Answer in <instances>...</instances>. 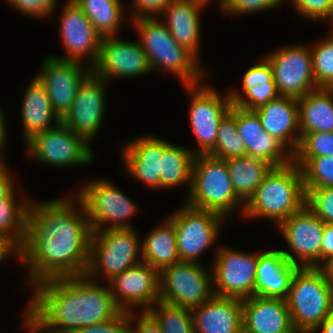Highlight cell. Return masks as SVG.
I'll return each mask as SVG.
<instances>
[{
    "label": "cell",
    "instance_id": "6da1fadb",
    "mask_svg": "<svg viewBox=\"0 0 333 333\" xmlns=\"http://www.w3.org/2000/svg\"><path fill=\"white\" fill-rule=\"evenodd\" d=\"M32 286L34 293L26 309L35 317L41 333H72L109 321L122 312L108 283L104 287L85 274L44 280Z\"/></svg>",
    "mask_w": 333,
    "mask_h": 333
},
{
    "label": "cell",
    "instance_id": "7a4b0ae2",
    "mask_svg": "<svg viewBox=\"0 0 333 333\" xmlns=\"http://www.w3.org/2000/svg\"><path fill=\"white\" fill-rule=\"evenodd\" d=\"M89 251L90 241L57 240L48 232H26L19 260L29 273L25 283L32 286L53 278L84 275Z\"/></svg>",
    "mask_w": 333,
    "mask_h": 333
},
{
    "label": "cell",
    "instance_id": "3957f363",
    "mask_svg": "<svg viewBox=\"0 0 333 333\" xmlns=\"http://www.w3.org/2000/svg\"><path fill=\"white\" fill-rule=\"evenodd\" d=\"M128 23L137 31L138 42L147 55L152 72L165 70L174 78L176 76L184 86L203 82L206 71L199 60L174 40L162 20L143 17L129 20Z\"/></svg>",
    "mask_w": 333,
    "mask_h": 333
},
{
    "label": "cell",
    "instance_id": "277c9868",
    "mask_svg": "<svg viewBox=\"0 0 333 333\" xmlns=\"http://www.w3.org/2000/svg\"><path fill=\"white\" fill-rule=\"evenodd\" d=\"M306 204L302 172L294 162L273 167L245 204L243 218H265L278 226Z\"/></svg>",
    "mask_w": 333,
    "mask_h": 333
},
{
    "label": "cell",
    "instance_id": "5b68a950",
    "mask_svg": "<svg viewBox=\"0 0 333 333\" xmlns=\"http://www.w3.org/2000/svg\"><path fill=\"white\" fill-rule=\"evenodd\" d=\"M297 333H313L333 312V286L320 267H299L285 299Z\"/></svg>",
    "mask_w": 333,
    "mask_h": 333
},
{
    "label": "cell",
    "instance_id": "8992f818",
    "mask_svg": "<svg viewBox=\"0 0 333 333\" xmlns=\"http://www.w3.org/2000/svg\"><path fill=\"white\" fill-rule=\"evenodd\" d=\"M185 199L188 206L218 213L225 220L234 209L243 215L245 208L233 189L225 161L210 155H194L191 187Z\"/></svg>",
    "mask_w": 333,
    "mask_h": 333
},
{
    "label": "cell",
    "instance_id": "52a82bcc",
    "mask_svg": "<svg viewBox=\"0 0 333 333\" xmlns=\"http://www.w3.org/2000/svg\"><path fill=\"white\" fill-rule=\"evenodd\" d=\"M139 239L136 229L93 231L85 275L93 280L102 275L107 283L114 276L138 265L142 262Z\"/></svg>",
    "mask_w": 333,
    "mask_h": 333
},
{
    "label": "cell",
    "instance_id": "ba28073f",
    "mask_svg": "<svg viewBox=\"0 0 333 333\" xmlns=\"http://www.w3.org/2000/svg\"><path fill=\"white\" fill-rule=\"evenodd\" d=\"M73 199L32 200L26 232H48L57 240L90 241L93 231L86 210L76 196Z\"/></svg>",
    "mask_w": 333,
    "mask_h": 333
},
{
    "label": "cell",
    "instance_id": "9c48e42d",
    "mask_svg": "<svg viewBox=\"0 0 333 333\" xmlns=\"http://www.w3.org/2000/svg\"><path fill=\"white\" fill-rule=\"evenodd\" d=\"M79 189L75 196L83 203L92 231L134 229L129 219L138 206L112 182L95 178Z\"/></svg>",
    "mask_w": 333,
    "mask_h": 333
},
{
    "label": "cell",
    "instance_id": "30bf717a",
    "mask_svg": "<svg viewBox=\"0 0 333 333\" xmlns=\"http://www.w3.org/2000/svg\"><path fill=\"white\" fill-rule=\"evenodd\" d=\"M90 144L85 137L60 123L30 138L25 143V152L42 165L87 167L95 158Z\"/></svg>",
    "mask_w": 333,
    "mask_h": 333
},
{
    "label": "cell",
    "instance_id": "8fae6325",
    "mask_svg": "<svg viewBox=\"0 0 333 333\" xmlns=\"http://www.w3.org/2000/svg\"><path fill=\"white\" fill-rule=\"evenodd\" d=\"M202 84L184 86L191 102L190 126L198 144L190 149L194 155H208L215 148L219 123L233 105L229 92L223 96L215 87Z\"/></svg>",
    "mask_w": 333,
    "mask_h": 333
},
{
    "label": "cell",
    "instance_id": "7c38bea8",
    "mask_svg": "<svg viewBox=\"0 0 333 333\" xmlns=\"http://www.w3.org/2000/svg\"><path fill=\"white\" fill-rule=\"evenodd\" d=\"M168 218L173 222L181 261L201 263L199 257L220 237L224 217L218 213L183 205Z\"/></svg>",
    "mask_w": 333,
    "mask_h": 333
},
{
    "label": "cell",
    "instance_id": "4fadbf2b",
    "mask_svg": "<svg viewBox=\"0 0 333 333\" xmlns=\"http://www.w3.org/2000/svg\"><path fill=\"white\" fill-rule=\"evenodd\" d=\"M210 271L186 261L165 267L159 272L160 300L190 309L200 306L214 295Z\"/></svg>",
    "mask_w": 333,
    "mask_h": 333
},
{
    "label": "cell",
    "instance_id": "5bb4252c",
    "mask_svg": "<svg viewBox=\"0 0 333 333\" xmlns=\"http://www.w3.org/2000/svg\"><path fill=\"white\" fill-rule=\"evenodd\" d=\"M212 269L213 293L244 299L254 295L259 253H247L220 246Z\"/></svg>",
    "mask_w": 333,
    "mask_h": 333
},
{
    "label": "cell",
    "instance_id": "9a60e30c",
    "mask_svg": "<svg viewBox=\"0 0 333 333\" xmlns=\"http://www.w3.org/2000/svg\"><path fill=\"white\" fill-rule=\"evenodd\" d=\"M271 64L280 96L300 99L317 89L310 46L297 44L270 51L264 56Z\"/></svg>",
    "mask_w": 333,
    "mask_h": 333
},
{
    "label": "cell",
    "instance_id": "2e32d148",
    "mask_svg": "<svg viewBox=\"0 0 333 333\" xmlns=\"http://www.w3.org/2000/svg\"><path fill=\"white\" fill-rule=\"evenodd\" d=\"M324 225L305 204L277 226L290 248L289 252L281 250L282 253L299 267H321Z\"/></svg>",
    "mask_w": 333,
    "mask_h": 333
},
{
    "label": "cell",
    "instance_id": "e0dca14e",
    "mask_svg": "<svg viewBox=\"0 0 333 333\" xmlns=\"http://www.w3.org/2000/svg\"><path fill=\"white\" fill-rule=\"evenodd\" d=\"M107 84L91 71L78 87L70 109L61 118V123L89 142L95 139L103 123Z\"/></svg>",
    "mask_w": 333,
    "mask_h": 333
},
{
    "label": "cell",
    "instance_id": "ac0fdd59",
    "mask_svg": "<svg viewBox=\"0 0 333 333\" xmlns=\"http://www.w3.org/2000/svg\"><path fill=\"white\" fill-rule=\"evenodd\" d=\"M159 271L148 263L141 262L107 283L116 305L125 312H135V308L147 311L160 300Z\"/></svg>",
    "mask_w": 333,
    "mask_h": 333
},
{
    "label": "cell",
    "instance_id": "d6986e66",
    "mask_svg": "<svg viewBox=\"0 0 333 333\" xmlns=\"http://www.w3.org/2000/svg\"><path fill=\"white\" fill-rule=\"evenodd\" d=\"M91 71L110 82L111 78H135L152 70L139 42L118 39L117 35L102 37L99 56Z\"/></svg>",
    "mask_w": 333,
    "mask_h": 333
},
{
    "label": "cell",
    "instance_id": "ffe728a7",
    "mask_svg": "<svg viewBox=\"0 0 333 333\" xmlns=\"http://www.w3.org/2000/svg\"><path fill=\"white\" fill-rule=\"evenodd\" d=\"M76 60H64L48 56L42 62V70L37 77L44 84L52 107L62 118L70 109L78 87L91 72V66H81Z\"/></svg>",
    "mask_w": 333,
    "mask_h": 333
},
{
    "label": "cell",
    "instance_id": "44dd1931",
    "mask_svg": "<svg viewBox=\"0 0 333 333\" xmlns=\"http://www.w3.org/2000/svg\"><path fill=\"white\" fill-rule=\"evenodd\" d=\"M60 15V37L67 54L53 57L79 62L87 58L92 67L99 56L101 35L73 0L66 1Z\"/></svg>",
    "mask_w": 333,
    "mask_h": 333
},
{
    "label": "cell",
    "instance_id": "7402d4cb",
    "mask_svg": "<svg viewBox=\"0 0 333 333\" xmlns=\"http://www.w3.org/2000/svg\"><path fill=\"white\" fill-rule=\"evenodd\" d=\"M236 128L244 141L246 156L262 159L273 167L285 166L293 162V153L264 130L254 110L236 106Z\"/></svg>",
    "mask_w": 333,
    "mask_h": 333
},
{
    "label": "cell",
    "instance_id": "603a6c76",
    "mask_svg": "<svg viewBox=\"0 0 333 333\" xmlns=\"http://www.w3.org/2000/svg\"><path fill=\"white\" fill-rule=\"evenodd\" d=\"M121 148L125 173L148 187L160 189L163 138L154 135L139 136Z\"/></svg>",
    "mask_w": 333,
    "mask_h": 333
},
{
    "label": "cell",
    "instance_id": "cb8c5ba5",
    "mask_svg": "<svg viewBox=\"0 0 333 333\" xmlns=\"http://www.w3.org/2000/svg\"><path fill=\"white\" fill-rule=\"evenodd\" d=\"M243 333H297L285 299L255 295L242 299Z\"/></svg>",
    "mask_w": 333,
    "mask_h": 333
},
{
    "label": "cell",
    "instance_id": "d4e9b609",
    "mask_svg": "<svg viewBox=\"0 0 333 333\" xmlns=\"http://www.w3.org/2000/svg\"><path fill=\"white\" fill-rule=\"evenodd\" d=\"M191 313L194 333H243L242 299L213 295Z\"/></svg>",
    "mask_w": 333,
    "mask_h": 333
},
{
    "label": "cell",
    "instance_id": "484cf974",
    "mask_svg": "<svg viewBox=\"0 0 333 333\" xmlns=\"http://www.w3.org/2000/svg\"><path fill=\"white\" fill-rule=\"evenodd\" d=\"M299 268L281 250L259 253L254 295L263 298L286 299L294 273Z\"/></svg>",
    "mask_w": 333,
    "mask_h": 333
},
{
    "label": "cell",
    "instance_id": "4316f807",
    "mask_svg": "<svg viewBox=\"0 0 333 333\" xmlns=\"http://www.w3.org/2000/svg\"><path fill=\"white\" fill-rule=\"evenodd\" d=\"M254 111L270 136L282 142L291 153L297 150L301 138L297 99L279 96Z\"/></svg>",
    "mask_w": 333,
    "mask_h": 333
},
{
    "label": "cell",
    "instance_id": "83f0119b",
    "mask_svg": "<svg viewBox=\"0 0 333 333\" xmlns=\"http://www.w3.org/2000/svg\"><path fill=\"white\" fill-rule=\"evenodd\" d=\"M21 103V122L24 144L34 135L52 129L61 123V118L54 111L44 84L34 76L26 88ZM54 125L51 126V122Z\"/></svg>",
    "mask_w": 333,
    "mask_h": 333
},
{
    "label": "cell",
    "instance_id": "f1b7e54d",
    "mask_svg": "<svg viewBox=\"0 0 333 333\" xmlns=\"http://www.w3.org/2000/svg\"><path fill=\"white\" fill-rule=\"evenodd\" d=\"M203 8L189 0H172L161 15L174 40L197 59L200 51V11Z\"/></svg>",
    "mask_w": 333,
    "mask_h": 333
},
{
    "label": "cell",
    "instance_id": "f546056e",
    "mask_svg": "<svg viewBox=\"0 0 333 333\" xmlns=\"http://www.w3.org/2000/svg\"><path fill=\"white\" fill-rule=\"evenodd\" d=\"M299 133L333 132V88H317L297 100Z\"/></svg>",
    "mask_w": 333,
    "mask_h": 333
},
{
    "label": "cell",
    "instance_id": "4dcf8cb0",
    "mask_svg": "<svg viewBox=\"0 0 333 333\" xmlns=\"http://www.w3.org/2000/svg\"><path fill=\"white\" fill-rule=\"evenodd\" d=\"M164 222V223H163ZM141 241V259L159 272L180 262L173 222L167 217Z\"/></svg>",
    "mask_w": 333,
    "mask_h": 333
},
{
    "label": "cell",
    "instance_id": "1f68e13d",
    "mask_svg": "<svg viewBox=\"0 0 333 333\" xmlns=\"http://www.w3.org/2000/svg\"><path fill=\"white\" fill-rule=\"evenodd\" d=\"M236 195L246 204L273 166L249 156L224 160Z\"/></svg>",
    "mask_w": 333,
    "mask_h": 333
},
{
    "label": "cell",
    "instance_id": "d6a6232c",
    "mask_svg": "<svg viewBox=\"0 0 333 333\" xmlns=\"http://www.w3.org/2000/svg\"><path fill=\"white\" fill-rule=\"evenodd\" d=\"M194 154L189 148L177 146L163 139L160 189L186 184L187 195L191 187V171Z\"/></svg>",
    "mask_w": 333,
    "mask_h": 333
},
{
    "label": "cell",
    "instance_id": "836d02e7",
    "mask_svg": "<svg viewBox=\"0 0 333 333\" xmlns=\"http://www.w3.org/2000/svg\"><path fill=\"white\" fill-rule=\"evenodd\" d=\"M89 18L101 37L117 36L123 20L124 5L121 0H73ZM125 15V16H124Z\"/></svg>",
    "mask_w": 333,
    "mask_h": 333
},
{
    "label": "cell",
    "instance_id": "e575fe53",
    "mask_svg": "<svg viewBox=\"0 0 333 333\" xmlns=\"http://www.w3.org/2000/svg\"><path fill=\"white\" fill-rule=\"evenodd\" d=\"M15 193L14 191L8 198L0 200V235L10 238L21 247L25 240L32 199L28 195H24V198L21 195L20 198L24 200L19 201L14 197Z\"/></svg>",
    "mask_w": 333,
    "mask_h": 333
},
{
    "label": "cell",
    "instance_id": "d590c367",
    "mask_svg": "<svg viewBox=\"0 0 333 333\" xmlns=\"http://www.w3.org/2000/svg\"><path fill=\"white\" fill-rule=\"evenodd\" d=\"M208 155L222 160L246 156L244 141L236 128V105L220 121L215 148Z\"/></svg>",
    "mask_w": 333,
    "mask_h": 333
},
{
    "label": "cell",
    "instance_id": "8d00e7d4",
    "mask_svg": "<svg viewBox=\"0 0 333 333\" xmlns=\"http://www.w3.org/2000/svg\"><path fill=\"white\" fill-rule=\"evenodd\" d=\"M147 312L160 325L163 333H194L190 308L171 305L159 300Z\"/></svg>",
    "mask_w": 333,
    "mask_h": 333
},
{
    "label": "cell",
    "instance_id": "74e56055",
    "mask_svg": "<svg viewBox=\"0 0 333 333\" xmlns=\"http://www.w3.org/2000/svg\"><path fill=\"white\" fill-rule=\"evenodd\" d=\"M302 172L304 188L333 187V156L293 157Z\"/></svg>",
    "mask_w": 333,
    "mask_h": 333
},
{
    "label": "cell",
    "instance_id": "f35d334b",
    "mask_svg": "<svg viewBox=\"0 0 333 333\" xmlns=\"http://www.w3.org/2000/svg\"><path fill=\"white\" fill-rule=\"evenodd\" d=\"M328 35L310 46L314 80L318 88H333V35Z\"/></svg>",
    "mask_w": 333,
    "mask_h": 333
},
{
    "label": "cell",
    "instance_id": "ab89813d",
    "mask_svg": "<svg viewBox=\"0 0 333 333\" xmlns=\"http://www.w3.org/2000/svg\"><path fill=\"white\" fill-rule=\"evenodd\" d=\"M245 94V95H244ZM229 91L231 102L243 109L255 110L280 96L275 82L262 83L248 89L245 93Z\"/></svg>",
    "mask_w": 333,
    "mask_h": 333
},
{
    "label": "cell",
    "instance_id": "60d3db41",
    "mask_svg": "<svg viewBox=\"0 0 333 333\" xmlns=\"http://www.w3.org/2000/svg\"><path fill=\"white\" fill-rule=\"evenodd\" d=\"M333 156V132H311L300 138L293 157Z\"/></svg>",
    "mask_w": 333,
    "mask_h": 333
},
{
    "label": "cell",
    "instance_id": "b9f144b4",
    "mask_svg": "<svg viewBox=\"0 0 333 333\" xmlns=\"http://www.w3.org/2000/svg\"><path fill=\"white\" fill-rule=\"evenodd\" d=\"M306 205L325 223L333 224V187L305 188Z\"/></svg>",
    "mask_w": 333,
    "mask_h": 333
},
{
    "label": "cell",
    "instance_id": "7bdbcfd3",
    "mask_svg": "<svg viewBox=\"0 0 333 333\" xmlns=\"http://www.w3.org/2000/svg\"><path fill=\"white\" fill-rule=\"evenodd\" d=\"M287 0H283L285 3ZM304 19L328 21L333 13V0H288Z\"/></svg>",
    "mask_w": 333,
    "mask_h": 333
},
{
    "label": "cell",
    "instance_id": "ee69618b",
    "mask_svg": "<svg viewBox=\"0 0 333 333\" xmlns=\"http://www.w3.org/2000/svg\"><path fill=\"white\" fill-rule=\"evenodd\" d=\"M283 0H223L224 14H251L265 10L279 8Z\"/></svg>",
    "mask_w": 333,
    "mask_h": 333
},
{
    "label": "cell",
    "instance_id": "f6af8a7d",
    "mask_svg": "<svg viewBox=\"0 0 333 333\" xmlns=\"http://www.w3.org/2000/svg\"><path fill=\"white\" fill-rule=\"evenodd\" d=\"M6 3L21 14H26L34 19L51 17L57 9V0H5Z\"/></svg>",
    "mask_w": 333,
    "mask_h": 333
},
{
    "label": "cell",
    "instance_id": "bcb514c9",
    "mask_svg": "<svg viewBox=\"0 0 333 333\" xmlns=\"http://www.w3.org/2000/svg\"><path fill=\"white\" fill-rule=\"evenodd\" d=\"M275 82L273 71L269 61L263 57L251 66L243 75L242 88L245 93L248 89L262 83Z\"/></svg>",
    "mask_w": 333,
    "mask_h": 333
},
{
    "label": "cell",
    "instance_id": "7dc6e473",
    "mask_svg": "<svg viewBox=\"0 0 333 333\" xmlns=\"http://www.w3.org/2000/svg\"><path fill=\"white\" fill-rule=\"evenodd\" d=\"M72 333H129V312L122 311L117 317L92 326H85Z\"/></svg>",
    "mask_w": 333,
    "mask_h": 333
},
{
    "label": "cell",
    "instance_id": "c3c4849f",
    "mask_svg": "<svg viewBox=\"0 0 333 333\" xmlns=\"http://www.w3.org/2000/svg\"><path fill=\"white\" fill-rule=\"evenodd\" d=\"M172 0H133L130 16L127 20H135L143 17H161V13Z\"/></svg>",
    "mask_w": 333,
    "mask_h": 333
},
{
    "label": "cell",
    "instance_id": "681fc988",
    "mask_svg": "<svg viewBox=\"0 0 333 333\" xmlns=\"http://www.w3.org/2000/svg\"><path fill=\"white\" fill-rule=\"evenodd\" d=\"M135 313L129 312V333H163L160 325L147 311H141L139 316ZM134 321L136 325H133Z\"/></svg>",
    "mask_w": 333,
    "mask_h": 333
},
{
    "label": "cell",
    "instance_id": "f907efd6",
    "mask_svg": "<svg viewBox=\"0 0 333 333\" xmlns=\"http://www.w3.org/2000/svg\"><path fill=\"white\" fill-rule=\"evenodd\" d=\"M7 163L0 166V200L8 198L15 191L13 175L6 168Z\"/></svg>",
    "mask_w": 333,
    "mask_h": 333
},
{
    "label": "cell",
    "instance_id": "816d5d0a",
    "mask_svg": "<svg viewBox=\"0 0 333 333\" xmlns=\"http://www.w3.org/2000/svg\"><path fill=\"white\" fill-rule=\"evenodd\" d=\"M333 257V224H325L321 245V266Z\"/></svg>",
    "mask_w": 333,
    "mask_h": 333
},
{
    "label": "cell",
    "instance_id": "f5cc1de1",
    "mask_svg": "<svg viewBox=\"0 0 333 333\" xmlns=\"http://www.w3.org/2000/svg\"><path fill=\"white\" fill-rule=\"evenodd\" d=\"M12 255H16L20 260V247L10 238L0 235V262L2 263L4 259H8L7 256L12 257Z\"/></svg>",
    "mask_w": 333,
    "mask_h": 333
},
{
    "label": "cell",
    "instance_id": "db71d44e",
    "mask_svg": "<svg viewBox=\"0 0 333 333\" xmlns=\"http://www.w3.org/2000/svg\"><path fill=\"white\" fill-rule=\"evenodd\" d=\"M22 319V328L27 329L29 333H41L35 317L25 308Z\"/></svg>",
    "mask_w": 333,
    "mask_h": 333
},
{
    "label": "cell",
    "instance_id": "11a10c76",
    "mask_svg": "<svg viewBox=\"0 0 333 333\" xmlns=\"http://www.w3.org/2000/svg\"><path fill=\"white\" fill-rule=\"evenodd\" d=\"M6 120H5V113L0 107V152L4 155V149L6 145L7 133H6Z\"/></svg>",
    "mask_w": 333,
    "mask_h": 333
},
{
    "label": "cell",
    "instance_id": "9f6ffc18",
    "mask_svg": "<svg viewBox=\"0 0 333 333\" xmlns=\"http://www.w3.org/2000/svg\"><path fill=\"white\" fill-rule=\"evenodd\" d=\"M320 330V331H319ZM333 333V312L325 318L322 324L313 333Z\"/></svg>",
    "mask_w": 333,
    "mask_h": 333
},
{
    "label": "cell",
    "instance_id": "6f0895ef",
    "mask_svg": "<svg viewBox=\"0 0 333 333\" xmlns=\"http://www.w3.org/2000/svg\"><path fill=\"white\" fill-rule=\"evenodd\" d=\"M320 268L324 271L326 279L333 286V257L329 258Z\"/></svg>",
    "mask_w": 333,
    "mask_h": 333
},
{
    "label": "cell",
    "instance_id": "680465c9",
    "mask_svg": "<svg viewBox=\"0 0 333 333\" xmlns=\"http://www.w3.org/2000/svg\"><path fill=\"white\" fill-rule=\"evenodd\" d=\"M189 1L204 8V7H207L208 3H211L210 1H212V0H189ZM217 3L219 5L220 10L222 11L223 0H217Z\"/></svg>",
    "mask_w": 333,
    "mask_h": 333
},
{
    "label": "cell",
    "instance_id": "91938a15",
    "mask_svg": "<svg viewBox=\"0 0 333 333\" xmlns=\"http://www.w3.org/2000/svg\"><path fill=\"white\" fill-rule=\"evenodd\" d=\"M330 21H332L331 22V24H332V28L330 29L331 31H330V34H332L333 35V13H332V15H331V17H330V19H329V21L328 22H330Z\"/></svg>",
    "mask_w": 333,
    "mask_h": 333
},
{
    "label": "cell",
    "instance_id": "94428289",
    "mask_svg": "<svg viewBox=\"0 0 333 333\" xmlns=\"http://www.w3.org/2000/svg\"><path fill=\"white\" fill-rule=\"evenodd\" d=\"M5 162L3 154L0 152V166Z\"/></svg>",
    "mask_w": 333,
    "mask_h": 333
}]
</instances>
